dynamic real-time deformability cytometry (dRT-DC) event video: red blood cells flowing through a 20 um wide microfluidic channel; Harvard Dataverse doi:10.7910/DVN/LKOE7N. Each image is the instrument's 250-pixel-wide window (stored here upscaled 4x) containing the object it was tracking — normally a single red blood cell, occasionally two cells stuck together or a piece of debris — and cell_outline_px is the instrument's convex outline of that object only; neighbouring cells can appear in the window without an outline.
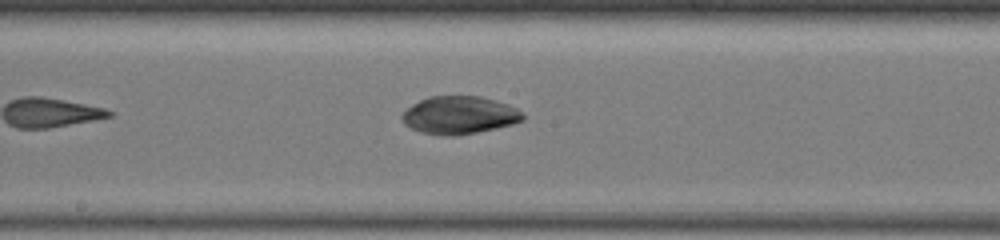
{"species": "common noctule bat (a hibernating species)", "species_latin": "Nyctalus noctula", "temperature_condition": "warm", "stored_images_in_passage": 9, "camera_frame_rate_fps": 3000, "um_per_image_px": 0.085, "animal": {"sex": "female", "body_mass_g": 19.5, "forearm_length_mm": 54.1}, "frame": {"image": 1, "passage_image": 8, "time_ms": 5.0, "image_size_px": [1000, 240], "cell_outline_px": [[524, 120], [512, 124], [496, 128], [456, 136], [444, 136], [420, 132], [404, 124], [400, 116], [412, 104], [428, 96], [480, 96], [508, 104], [516, 108], [524, 116]], "centroid_in_image_um": [39.02, 9.79], "position_along_channel_um": 209.2, "area_um2": 26.59}}